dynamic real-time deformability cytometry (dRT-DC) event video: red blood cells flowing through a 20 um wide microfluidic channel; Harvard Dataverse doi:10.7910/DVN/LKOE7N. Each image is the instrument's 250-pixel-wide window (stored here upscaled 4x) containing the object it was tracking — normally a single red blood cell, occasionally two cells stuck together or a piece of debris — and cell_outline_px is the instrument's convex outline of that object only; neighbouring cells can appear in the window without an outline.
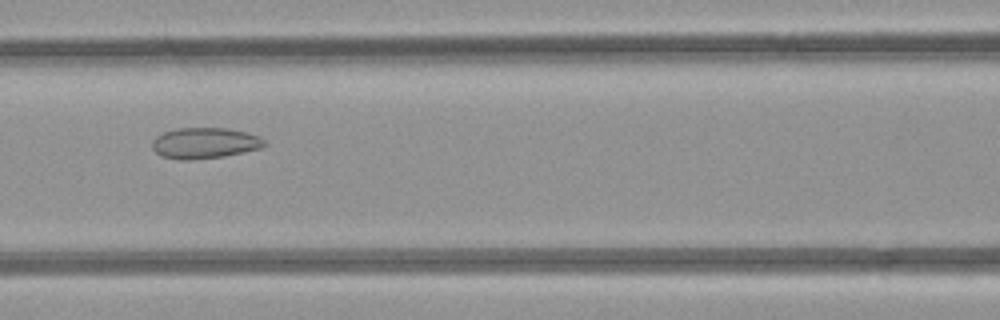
{"species": "common noctule bat (a hibernating species)", "species_latin": "Nyctalus noctula", "temperature_condition": "room temperature", "stored_images_in_passage": 5, "camera_frame_rate_fps": 3000, "um_per_image_px": 0.085, "animal": {"sex": "female", "body_mass_g": 21.9}, "frame": {"image": 1, "passage_image": 5, "time_ms": 5.333, "image_size_px": [1000, 320], "cell_outline_px": [[268, 144], [260, 148], [244, 152], [224, 156], [192, 160], [180, 160], [160, 156], [152, 148], [152, 140], [156, 136], [164, 132], [176, 128], [228, 128], [260, 136]], "centroid_in_image_um": [17.38, 12.16], "position_along_channel_um": 149.2, "area_um2": 20.35}}